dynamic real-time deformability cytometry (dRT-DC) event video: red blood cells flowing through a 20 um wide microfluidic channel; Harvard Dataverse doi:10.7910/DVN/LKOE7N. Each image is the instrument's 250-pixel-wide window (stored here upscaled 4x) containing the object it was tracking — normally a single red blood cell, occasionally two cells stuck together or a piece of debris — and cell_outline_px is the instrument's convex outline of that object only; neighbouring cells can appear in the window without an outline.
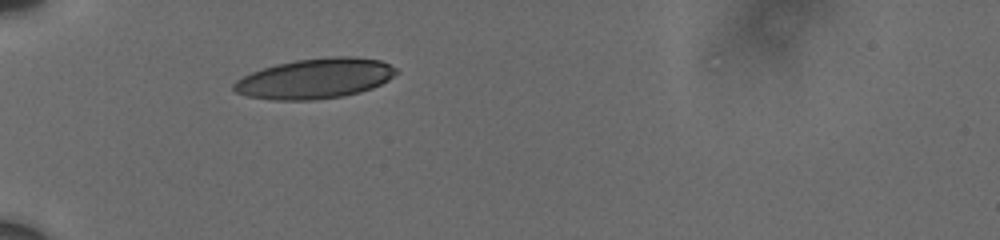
{"species": "human", "species_latin": "Homo sapiens", "temperature_condition": "cold", "stored_images_in_passage": 4, "camera_frame_rate_fps": 3000, "um_per_image_px": 0.085, "donor": {"sex": "male"}, "frame": {"image": 1, "passage_image": 1, "time_ms": 0.0, "image_size_px": [1000, 240], "cell_outline_px": [[396, 72], [388, 80], [372, 88], [360, 92], [344, 96], [316, 100], [272, 100], [248, 96], [236, 92], [232, 88], [232, 84], [236, 80], [252, 72], [276, 64], [296, 60], [328, 56], [356, 56], [380, 60], [396, 68]], "centroid_in_image_um": [26.77, 6.67], "position_along_channel_um": 58.2, "area_um2": 38.03}}
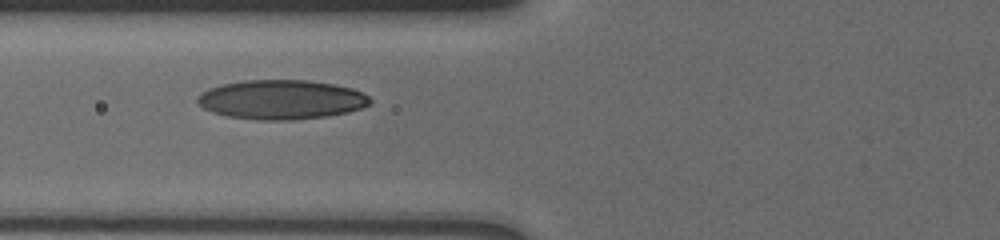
{"frame": {"image": 2, "passage_image": 3, "time_ms": 1.667, "image_size_px": [1000, 240], "cell_outline_px": [[372, 104], [348, 112], [328, 116], [292, 120], [260, 120], [228, 116], [212, 112], [204, 108], [196, 100], [196, 96], [200, 92], [208, 88], [220, 84], [244, 80], [308, 80], [332, 84], [352, 88], [364, 92], [372, 100]], "centroid_in_image_um": [23.91, 8.46], "position_along_channel_um": 101.9, "area_um2": 39.88}}
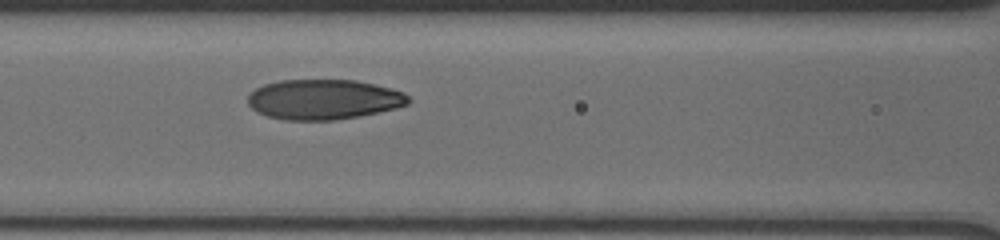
{"frame": {"image": 3, "passage_image": 4, "time_ms": 2.667, "image_size_px": [1000, 240], "cell_outline_px": [[408, 104], [396, 108], [360, 116], [332, 120], [284, 120], [268, 116], [252, 108], [248, 104], [248, 96], [256, 88], [264, 84], [280, 80], [356, 80], [392, 88], [404, 92], [408, 96]], "centroid_in_image_um": [27.52, 8.45], "position_along_channel_um": 139.1, "area_um2": 37.4}}